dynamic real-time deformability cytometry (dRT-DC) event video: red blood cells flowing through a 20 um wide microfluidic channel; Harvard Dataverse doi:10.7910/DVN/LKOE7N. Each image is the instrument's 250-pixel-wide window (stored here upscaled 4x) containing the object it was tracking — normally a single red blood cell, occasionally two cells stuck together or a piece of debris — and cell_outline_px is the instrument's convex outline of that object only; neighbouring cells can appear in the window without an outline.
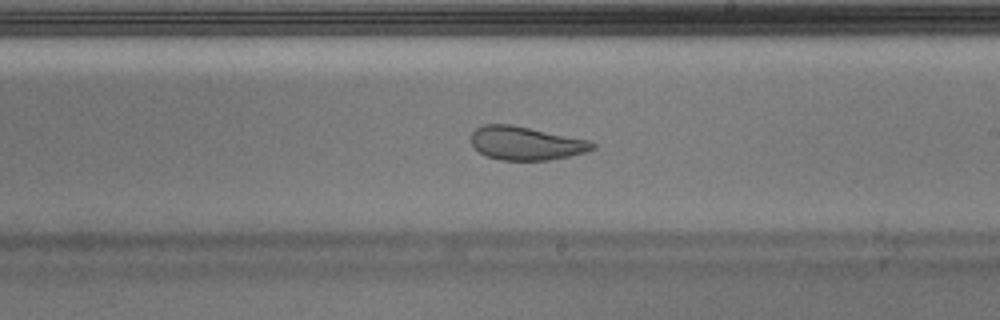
{"species": "Egyptian fruit bat (a non-hibernating species)", "species_latin": "Rousettus aegyptiacus", "temperature_condition": "warm", "stored_images_in_passage": 50, "camera_frame_rate_fps": 3000, "um_per_image_px": 0.085, "animal": {"sex": "male"}, "frame": {"image": 1, "passage_image": 29, "time_ms": 9.333, "image_size_px": [1000, 320], "cell_outline_px": [[596, 148], [584, 152], [568, 156], [548, 160], [500, 160], [488, 156], [480, 152], [472, 144], [472, 132], [476, 128], [484, 124], [512, 124], [592, 140], [596, 144]], "centroid_in_image_um": [44.74, 12.16], "position_along_channel_um": 244.3, "area_um2": 23.76}}